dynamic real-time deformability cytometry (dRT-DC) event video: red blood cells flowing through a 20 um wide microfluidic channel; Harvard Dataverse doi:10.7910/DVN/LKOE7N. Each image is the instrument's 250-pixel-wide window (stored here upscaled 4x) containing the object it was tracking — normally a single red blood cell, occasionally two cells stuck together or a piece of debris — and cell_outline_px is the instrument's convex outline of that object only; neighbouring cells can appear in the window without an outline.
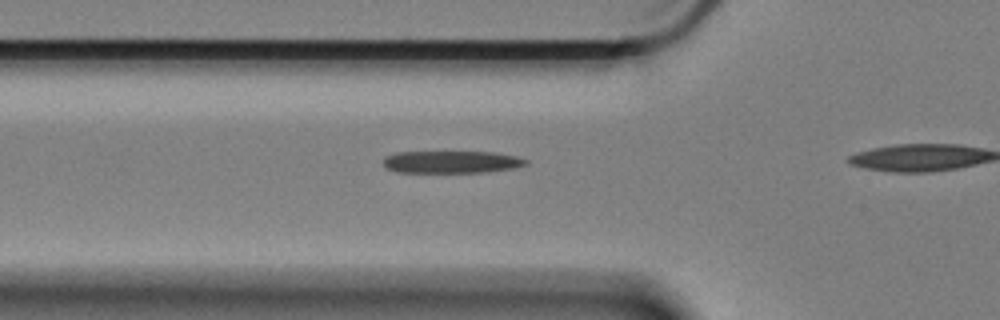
{"species": "Egyptian fruit bat (a non-hibernating species)", "species_latin": "Rousettus aegyptiacus", "temperature_condition": "cold", "stored_images_in_passage": 4, "camera_frame_rate_fps": 3000, "um_per_image_px": 0.085, "animal": {"sex": "female"}, "frame": {"image": 1, "passage_image": 2, "time_ms": 0.333, "image_size_px": [1000, 320], "cell_outline_px": [[528, 164], [516, 168], [488, 172], [396, 172], [388, 168], [384, 164], [384, 156], [396, 152], [492, 152], [516, 156], [528, 160]], "centroid_in_image_um": [38.41, 13.76], "position_along_channel_um": 87.4, "area_um2": 18.55}}